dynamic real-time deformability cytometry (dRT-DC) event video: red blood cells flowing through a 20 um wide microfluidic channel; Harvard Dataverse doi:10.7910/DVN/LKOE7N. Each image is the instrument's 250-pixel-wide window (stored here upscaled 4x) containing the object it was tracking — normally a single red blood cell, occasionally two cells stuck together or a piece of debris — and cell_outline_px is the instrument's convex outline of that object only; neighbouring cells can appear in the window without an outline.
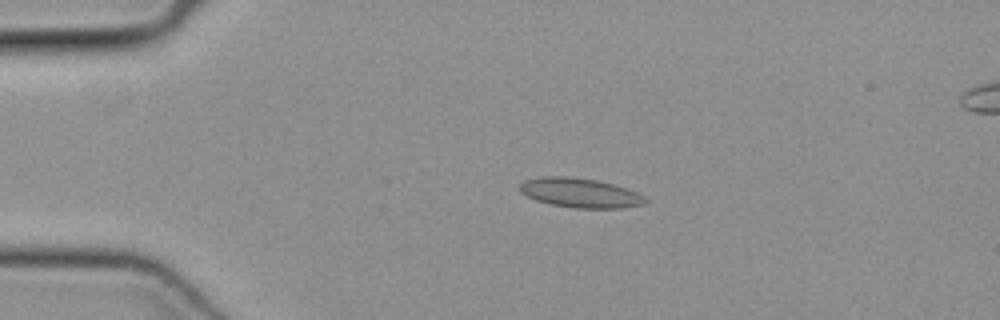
{"species": "common noctule bat (a hibernating species)", "species_latin": "Nyctalus noctula", "temperature_condition": "cold", "stored_images_in_passage": 48, "camera_frame_rate_fps": 3000, "um_per_image_px": 0.085, "animal": {"sex": "female", "body_mass_g": 19.3, "forearm_length_mm": 54.1}, "frame": {"image": 1, "passage_image": 9, "time_ms": 2.667, "image_size_px": [1000, 320], "cell_outline_px": [[648, 204], [624, 208], [572, 208], [552, 204], [536, 200], [520, 192], [520, 184], [524, 180], [544, 176], [564, 176], [596, 180], [612, 184], [636, 192], [644, 196], [648, 200]], "centroid_in_image_um": [49.33, 16.4], "position_along_channel_um": 35.7, "area_um2": 21.5}}
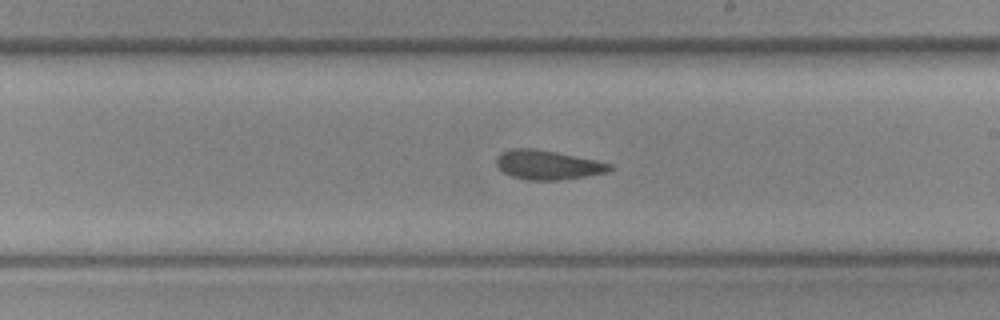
{"frame": {"image": 2, "passage_image": 27, "time_ms": 8.667, "image_size_px": [1000, 320], "cell_outline_px": [[612, 168], [608, 172], [560, 180], [528, 180], [512, 176], [504, 172], [496, 164], [496, 160], [504, 152], [512, 148], [532, 148], [556, 152], [596, 160], [612, 164]], "centroid_in_image_um": [46.58, 14.02], "position_along_channel_um": 242.4, "area_um2": 19.02}}
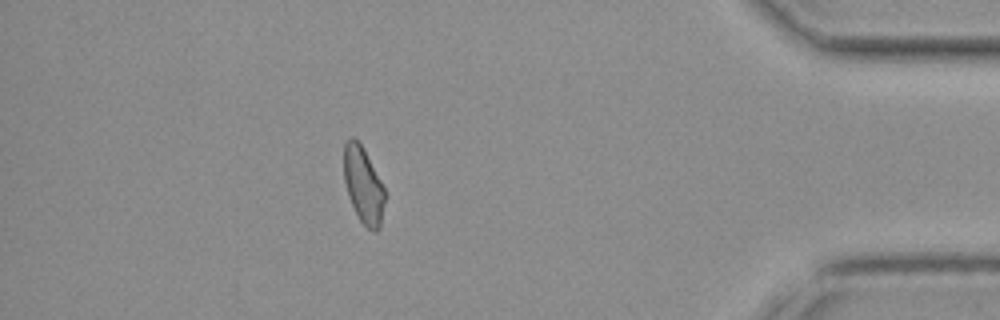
{"frame": {"image": 3, "passage_image": 42, "time_ms": 13.667, "image_size_px": [1000, 320], "cell_outline_px": [[384, 200], [380, 228], [376, 232], [368, 228], [360, 220], [352, 204], [344, 180], [344, 144], [348, 136], [352, 136], [364, 148], [384, 188]], "centroid_in_image_um": [30.87, 15.7], "position_along_channel_um": 404.3, "area_um2": 17.86}}